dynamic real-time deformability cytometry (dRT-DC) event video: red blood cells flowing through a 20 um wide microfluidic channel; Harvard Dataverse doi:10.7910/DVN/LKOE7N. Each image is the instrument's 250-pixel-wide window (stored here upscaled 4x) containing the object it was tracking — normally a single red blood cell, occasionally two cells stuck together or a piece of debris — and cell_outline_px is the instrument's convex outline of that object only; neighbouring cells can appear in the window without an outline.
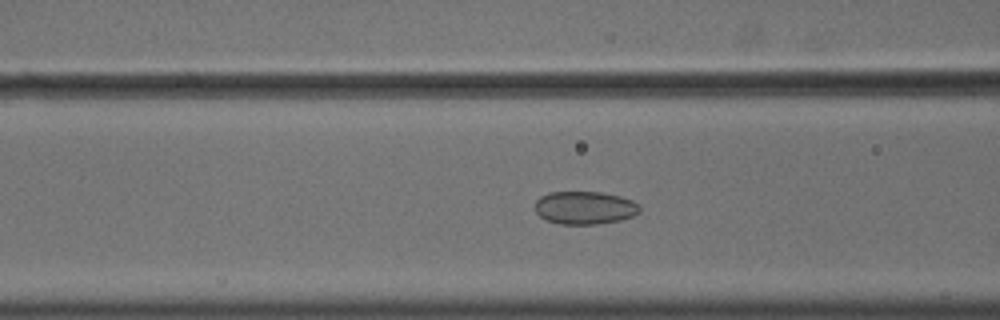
{"species": "common noctule bat (a hibernating species)", "species_latin": "Nyctalus noctula", "temperature_condition": "cold", "stored_images_in_passage": 57, "camera_frame_rate_fps": 3000, "um_per_image_px": 0.085, "animal": {"sex": "male", "body_mass_g": 18.8}, "frame": {"image": 1, "passage_image": 24, "time_ms": 7.667, "image_size_px": [1000, 320], "cell_outline_px": [[640, 212], [632, 216], [620, 220], [596, 224], [560, 224], [544, 220], [536, 212], [536, 200], [540, 196], [548, 192], [600, 192], [620, 196], [632, 200], [640, 208]], "centroid_in_image_um": [49.68, 17.66], "position_along_channel_um": 116.9, "area_um2": 20.11}}
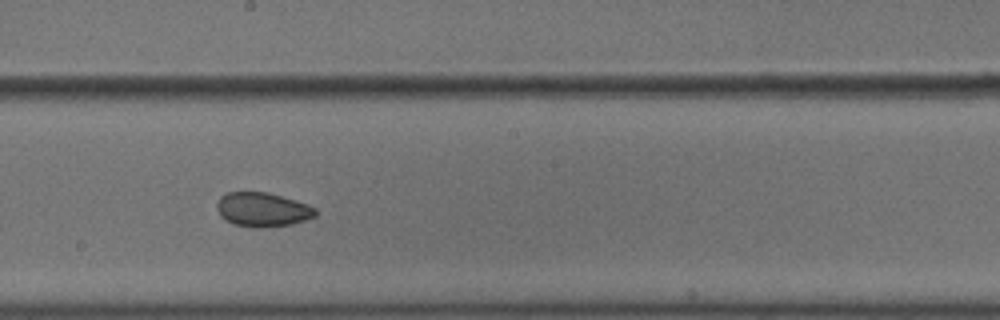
{"frame": {"image": 2, "passage_image": 33, "time_ms": 10.667, "image_size_px": [1000, 320], "cell_outline_px": [[316, 216], [292, 224], [260, 228], [256, 228], [232, 224], [224, 220], [220, 216], [216, 208], [216, 204], [220, 196], [228, 192], [268, 192], [316, 208]], "centroid_in_image_um": [22.25, 17.83], "position_along_channel_um": 226.0, "area_um2": 19.59}}
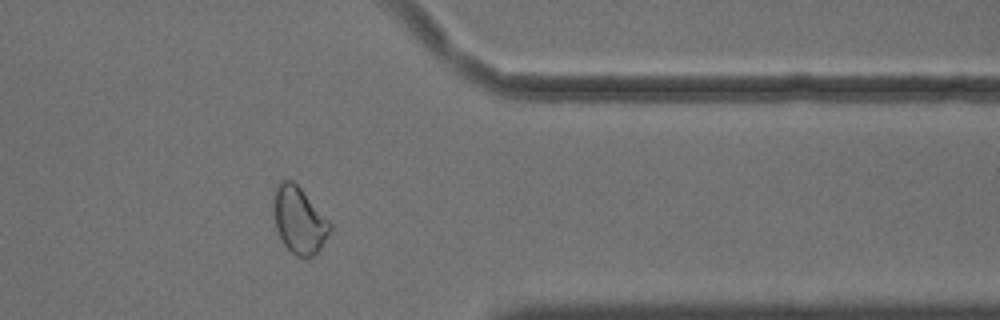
{"frame": {"image": 3, "passage_image": 47, "time_ms": 15.333, "image_size_px": [1000, 320], "cell_outline_px": [[332, 228], [320, 248], [312, 256], [296, 256], [284, 244], [276, 228], [272, 212], [272, 204], [276, 188], [280, 180], [292, 180], [300, 188], [332, 224]], "centroid_in_image_um": [25.4, 18.69], "position_along_channel_um": 386.0, "area_um2": 21.62}}